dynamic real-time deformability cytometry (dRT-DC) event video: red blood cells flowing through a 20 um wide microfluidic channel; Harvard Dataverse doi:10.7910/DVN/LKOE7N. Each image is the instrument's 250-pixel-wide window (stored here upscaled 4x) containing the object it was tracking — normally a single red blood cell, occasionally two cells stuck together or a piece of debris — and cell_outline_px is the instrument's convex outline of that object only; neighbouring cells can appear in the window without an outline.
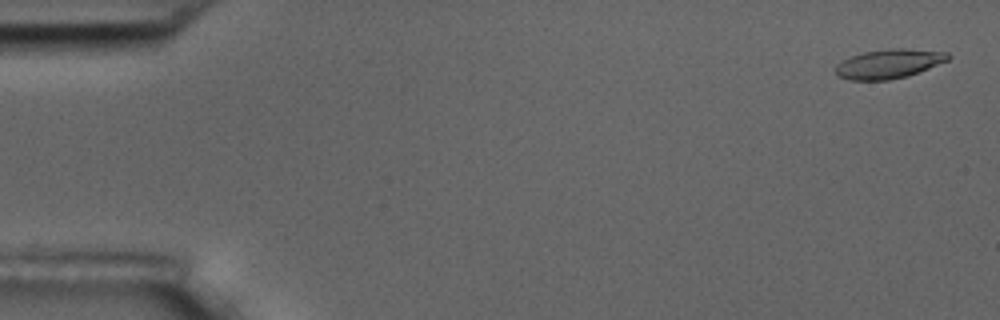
{"species": "common noctule bat (a hibernating species)", "species_latin": "Nyctalus noctula", "temperature_condition": "room temperature", "stored_images_in_passage": 5, "camera_frame_rate_fps": 3000, "um_per_image_px": 0.085, "animal": {"sex": "male", "body_mass_g": 17.5, "forearm_length_mm": 52.3}, "frame": {"image": 1, "passage_image": 1, "time_ms": 0.0, "image_size_px": [1000, 320], "cell_outline_px": [[952, 56], [948, 60], [908, 76], [888, 80], [848, 80], [836, 76], [836, 64], [852, 56], [864, 52], [888, 48], [904, 48], [948, 52]], "centroid_in_image_um": [75.55, 5.42], "position_along_channel_um": 9.4, "area_um2": 19.19}}
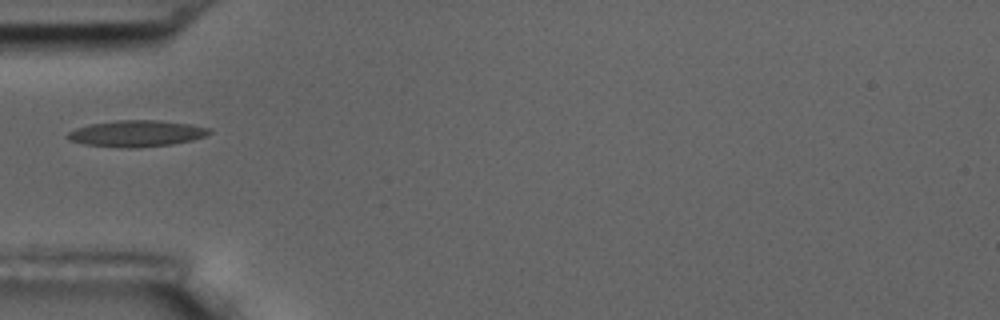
{"frame": {"image": 2, "passage_image": 5, "time_ms": 5.667, "image_size_px": [1000, 320], "cell_outline_px": [[212, 132], [204, 136], [192, 140], [172, 144], [136, 148], [132, 148], [84, 144], [68, 140], [64, 136], [68, 132], [76, 128], [88, 124], [116, 120], [160, 120], [192, 124], [212, 128]], "centroid_in_image_um": [11.61, 11.33], "position_along_channel_um": 73.4, "area_um2": 21.96}}